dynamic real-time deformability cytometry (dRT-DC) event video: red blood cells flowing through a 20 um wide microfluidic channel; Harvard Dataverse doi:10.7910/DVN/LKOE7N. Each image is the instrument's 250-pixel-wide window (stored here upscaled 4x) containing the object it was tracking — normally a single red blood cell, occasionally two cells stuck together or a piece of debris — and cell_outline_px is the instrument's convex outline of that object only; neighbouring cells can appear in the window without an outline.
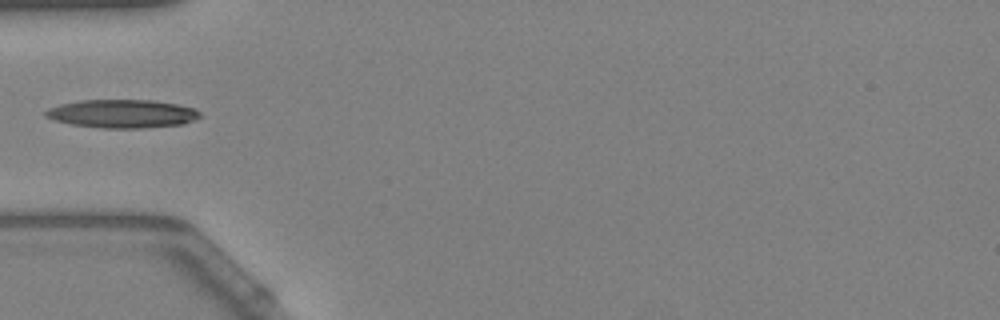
{"species": "Egyptian fruit bat (a non-hibernating species)", "species_latin": "Rousettus aegyptiacus", "temperature_condition": "warm", "stored_images_in_passage": 21, "camera_frame_rate_fps": 3000, "um_per_image_px": 0.085, "animal": {"sex": "female"}, "frame": {"image": 1, "passage_image": 1, "time_ms": 0.0, "image_size_px": [1000, 320], "cell_outline_px": [[200, 116], [184, 124], [144, 128], [100, 128], [72, 124], [56, 120], [44, 116], [44, 112], [48, 108], [60, 104], [80, 100], [152, 100], [176, 104], [196, 108], [200, 112]], "centroid_in_image_um": [10.39, 9.66], "position_along_channel_um": 74.6, "area_um2": 25.49}}
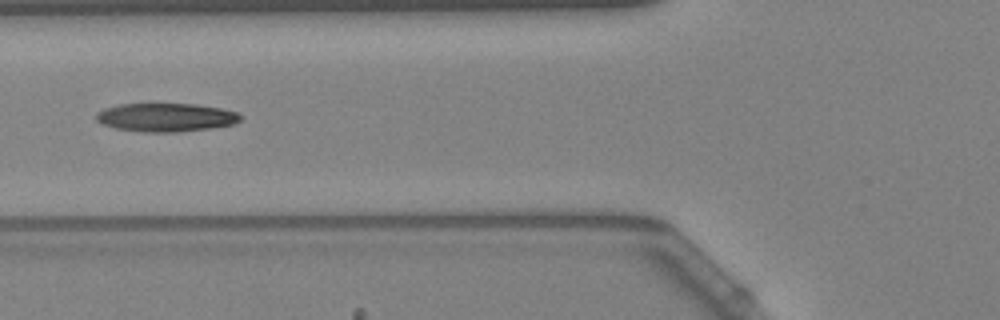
{"frame": {"image": 2, "passage_image": 4, "time_ms": 1.0, "image_size_px": [1000, 320], "cell_outline_px": [[240, 120], [232, 124], [208, 128], [176, 132], [148, 132], [116, 128], [104, 124], [96, 120], [96, 112], [104, 108], [120, 104], [196, 104], [220, 108], [240, 112]], "centroid_in_image_um": [14.09, 9.96], "position_along_channel_um": 111.7, "area_um2": 23.7}}